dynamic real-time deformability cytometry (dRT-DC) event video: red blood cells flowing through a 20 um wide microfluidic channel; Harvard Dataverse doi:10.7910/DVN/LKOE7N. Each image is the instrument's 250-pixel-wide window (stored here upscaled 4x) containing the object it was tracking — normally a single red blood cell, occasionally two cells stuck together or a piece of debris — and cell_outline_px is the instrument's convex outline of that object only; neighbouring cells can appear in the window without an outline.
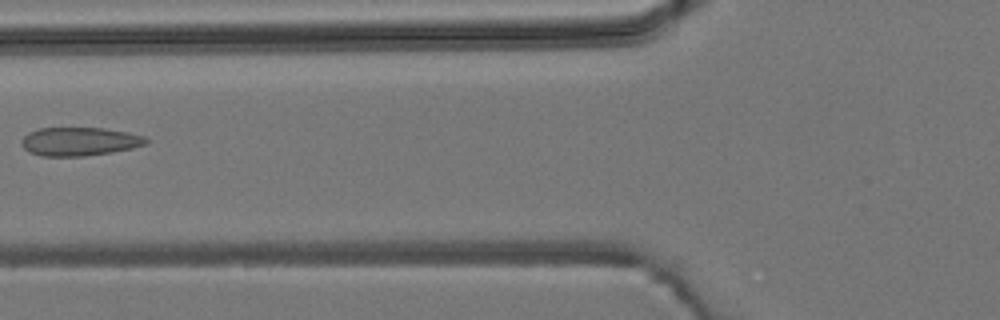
{"species": "common noctule bat (a hibernating species)", "species_latin": "Nyctalus noctula", "temperature_condition": "room temperature", "stored_images_in_passage": 6, "camera_frame_rate_fps": 3000, "um_per_image_px": 0.085, "animal": {"sex": "male", "body_mass_g": 19.2, "forearm_length_mm": 51.8}, "frame": {"image": 1, "passage_image": 5, "time_ms": 4.667, "image_size_px": [1000, 320], "cell_outline_px": [[148, 144], [132, 148], [112, 152], [84, 156], [40, 156], [28, 152], [20, 144], [20, 140], [28, 132], [40, 128], [104, 128], [128, 132], [144, 136], [148, 140]], "centroid_in_image_um": [6.73, 12.03], "position_along_channel_um": 119.1, "area_um2": 20.87}}
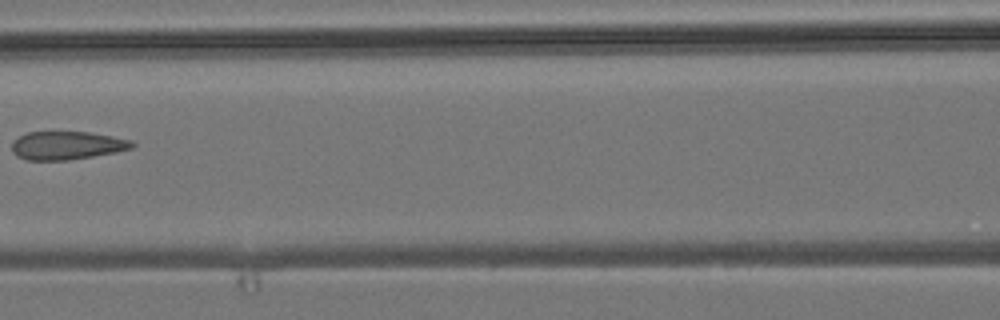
{"frame": {"image": 2, "passage_image": 6, "time_ms": 5.667, "image_size_px": [1000, 320], "cell_outline_px": [[136, 144], [132, 148], [116, 152], [68, 160], [28, 160], [16, 156], [12, 152], [12, 140], [28, 132], [88, 132], [112, 136], [132, 140]], "centroid_in_image_um": [5.68, 12.36], "position_along_channel_um": 160.9, "area_um2": 19.83}}